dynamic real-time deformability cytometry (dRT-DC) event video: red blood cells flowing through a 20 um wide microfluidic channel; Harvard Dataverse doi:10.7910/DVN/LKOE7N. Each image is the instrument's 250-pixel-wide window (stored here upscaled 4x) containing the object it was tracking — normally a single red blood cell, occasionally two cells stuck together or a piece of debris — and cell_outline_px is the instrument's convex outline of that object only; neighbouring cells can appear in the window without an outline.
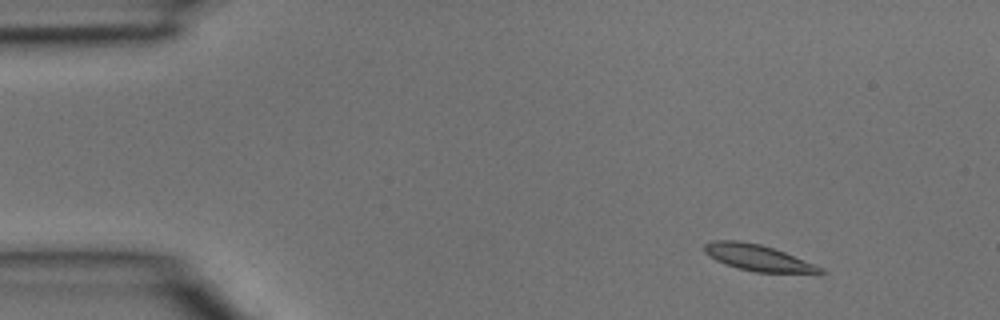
{"species": "common noctule bat (a hibernating species)", "species_latin": "Nyctalus noctula", "temperature_condition": "room temperature", "stored_images_in_passage": 3, "camera_frame_rate_fps": 3000, "um_per_image_px": 0.085, "animal": {"sex": "male", "body_mass_g": 15.6}, "frame": {"image": 1, "passage_image": 1, "time_ms": 0.0, "image_size_px": [1000, 320], "cell_outline_px": [[828, 272], [820, 276], [756, 272], [740, 268], [716, 260], [708, 256], [704, 252], [704, 244], [712, 240], [736, 240], [760, 244], [784, 252], [824, 268]], "centroid_in_image_um": [64.58, 21.96], "position_along_channel_um": 20.4, "area_um2": 18.26}}
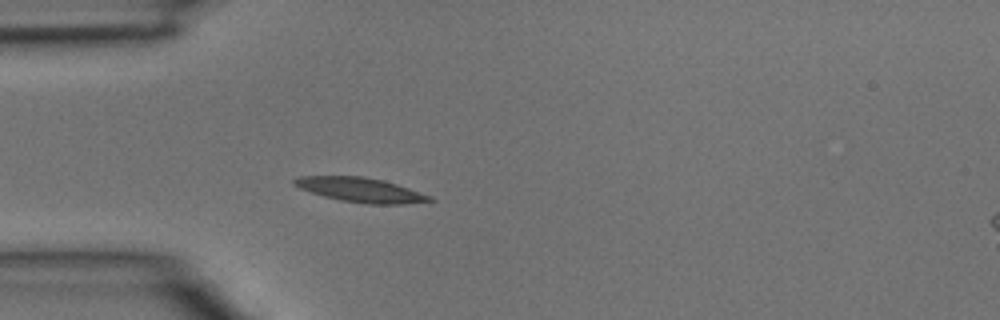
{"frame": {"image": 2, "passage_image": 3, "time_ms": 0.667, "image_size_px": [1000, 320], "cell_outline_px": [[436, 200], [404, 204], [364, 204], [340, 200], [324, 196], [300, 188], [292, 184], [292, 180], [300, 176], [364, 176], [384, 180], [432, 196]], "centroid_in_image_um": [30.66, 16.14], "position_along_channel_um": 54.3, "area_um2": 19.31}}